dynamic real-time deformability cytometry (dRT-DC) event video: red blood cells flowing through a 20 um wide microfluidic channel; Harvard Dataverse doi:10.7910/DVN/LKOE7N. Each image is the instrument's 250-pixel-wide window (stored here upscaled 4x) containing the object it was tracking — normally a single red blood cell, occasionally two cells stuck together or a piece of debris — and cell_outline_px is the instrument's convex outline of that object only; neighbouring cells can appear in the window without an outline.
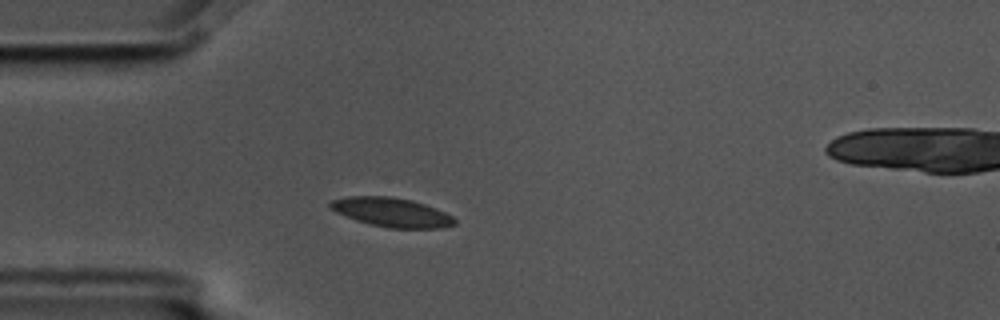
{"species": "common noctule bat (a hibernating species)", "species_latin": "Nyctalus noctula", "temperature_condition": "cold", "stored_images_in_passage": 3, "camera_frame_rate_fps": 3000, "um_per_image_px": 0.085, "animal": {"sex": "male", "body_mass_g": 17.5, "forearm_length_mm": 52.3}, "frame": {"image": 1, "passage_image": 2, "time_ms": 0.333, "image_size_px": [1000, 320], "cell_outline_px": [[456, 224], [444, 228], [388, 228], [356, 220], [336, 212], [328, 208], [328, 204], [332, 200], [348, 196], [392, 196], [412, 200], [436, 208], [452, 216], [456, 220]], "centroid_in_image_um": [33.29, 18.04], "position_along_channel_um": 51.7, "area_um2": 21.15}}